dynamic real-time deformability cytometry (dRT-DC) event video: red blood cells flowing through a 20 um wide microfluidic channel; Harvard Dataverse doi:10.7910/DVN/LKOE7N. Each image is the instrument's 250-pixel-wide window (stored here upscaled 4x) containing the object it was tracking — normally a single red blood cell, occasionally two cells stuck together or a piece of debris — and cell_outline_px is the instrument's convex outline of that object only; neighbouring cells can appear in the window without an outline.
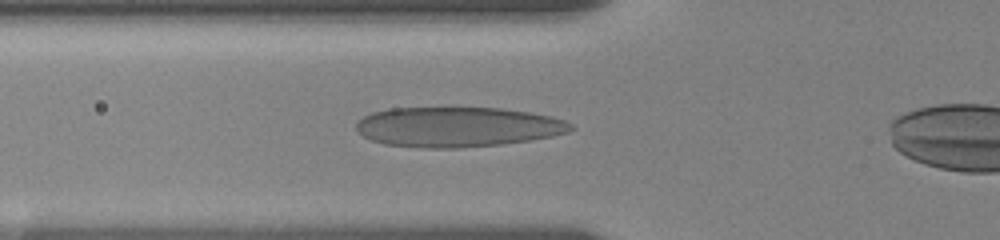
{"species": "human", "species_latin": "Homo sapiens", "temperature_condition": "room temperature", "stored_images_in_passage": 24, "camera_frame_rate_fps": 3000, "um_per_image_px": 0.085, "donor": {"sex": "female"}, "frame": {"image": 1, "passage_image": 8, "time_ms": 3.0, "image_size_px": [1000, 240], "cell_outline_px": [[576, 128], [568, 132], [552, 136], [528, 140], [500, 144], [460, 148], [420, 148], [384, 144], [372, 140], [356, 132], [356, 124], [364, 116], [372, 112], [388, 108], [500, 108], [528, 112], [552, 116], [564, 120], [572, 124]], "centroid_in_image_um": [38.88, 10.79], "position_along_channel_um": 86.9, "area_um2": 50.05}}
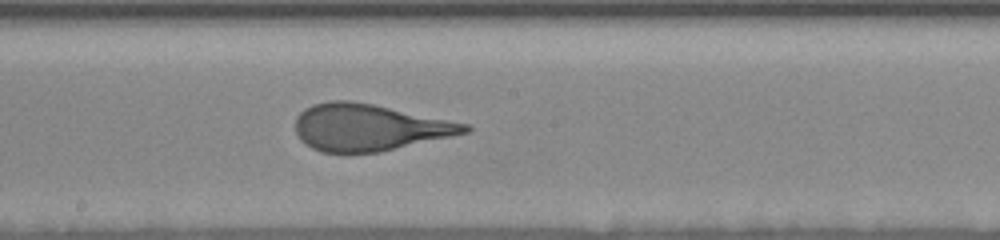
{"frame": {"image": 2, "passage_image": 14, "time_ms": 6.667, "image_size_px": [1000, 240], "cell_outline_px": [[472, 128], [468, 132], [452, 136], [380, 152], [320, 152], [304, 144], [300, 140], [296, 132], [296, 116], [304, 108], [312, 104], [332, 100], [348, 100], [372, 104], [468, 124]], "centroid_in_image_um": [31.32, 10.83], "position_along_channel_um": 216.9, "area_um2": 45.89}}
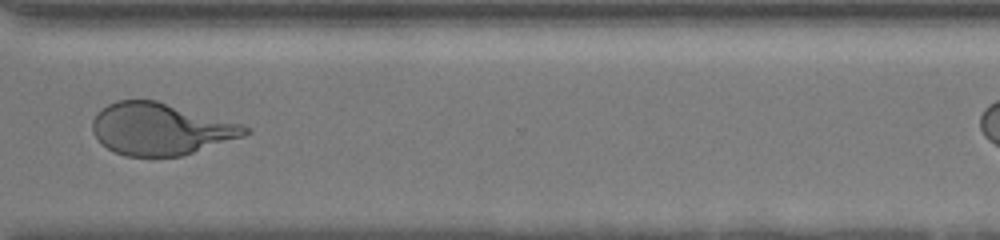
{"frame": {"image": 3, "passage_image": 20, "time_ms": 10.667, "image_size_px": [1000, 240], "cell_outline_px": [[252, 132], [244, 136], [180, 156], [124, 156], [100, 144], [92, 132], [92, 120], [96, 112], [100, 108], [116, 100], [156, 100], [244, 124]], "centroid_in_image_um": [13.62, 10.95], "position_along_channel_um": 357.0, "area_um2": 46.3}}